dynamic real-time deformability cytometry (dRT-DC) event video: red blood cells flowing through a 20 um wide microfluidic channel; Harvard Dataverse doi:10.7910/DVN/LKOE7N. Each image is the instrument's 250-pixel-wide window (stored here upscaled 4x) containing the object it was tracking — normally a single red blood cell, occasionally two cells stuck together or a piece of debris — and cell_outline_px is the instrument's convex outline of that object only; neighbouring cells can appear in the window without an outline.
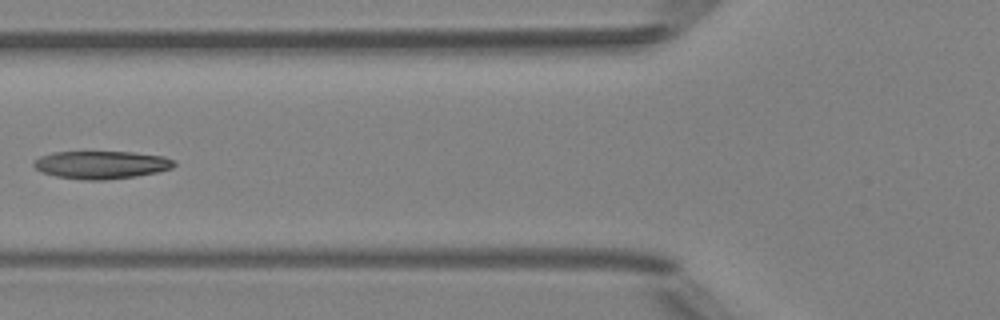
{"species": "Egyptian fruit bat (a non-hibernating species)", "species_latin": "Rousettus aegyptiacus", "temperature_condition": "room temperature", "stored_images_in_passage": 6, "camera_frame_rate_fps": 3000, "um_per_image_px": 0.085, "animal": {"sex": "female"}, "frame": {"image": 1, "passage_image": 6, "time_ms": 6.0, "image_size_px": [1000, 320], "cell_outline_px": [[176, 164], [172, 168], [156, 172], [136, 176], [104, 180], [84, 180], [56, 176], [40, 172], [32, 164], [32, 160], [40, 156], [52, 152], [132, 152], [164, 156], [172, 160]], "centroid_in_image_um": [8.56, 14.0], "position_along_channel_um": 117.2, "area_um2": 22.83}}